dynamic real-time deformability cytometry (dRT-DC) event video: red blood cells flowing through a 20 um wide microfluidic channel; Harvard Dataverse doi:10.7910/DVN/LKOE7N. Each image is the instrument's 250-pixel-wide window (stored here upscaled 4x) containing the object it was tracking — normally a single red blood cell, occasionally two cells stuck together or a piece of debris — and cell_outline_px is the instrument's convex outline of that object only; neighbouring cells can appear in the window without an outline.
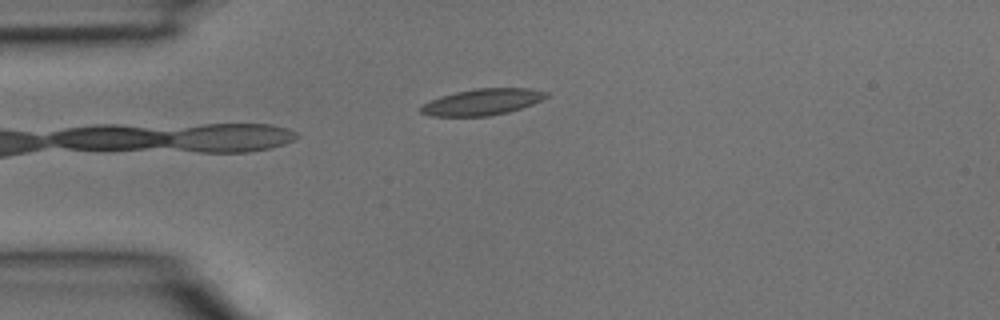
{"species": "common noctule bat (a hibernating species)", "species_latin": "Nyctalus noctula", "temperature_condition": "room temperature", "stored_images_in_passage": 2, "camera_frame_rate_fps": 3000, "um_per_image_px": 0.085, "animal": {"sex": "male", "body_mass_g": 15.6}, "frame": {"image": 1, "passage_image": 2, "time_ms": 0.333, "image_size_px": [1000, 320], "cell_outline_px": [[548, 96], [532, 104], [508, 112], [488, 116], [432, 116], [420, 112], [420, 108], [424, 104], [440, 96], [456, 92], [476, 88], [528, 88], [548, 92]], "centroid_in_image_um": [41.0, 8.66], "position_along_channel_um": 44.0, "area_um2": 19.02}}